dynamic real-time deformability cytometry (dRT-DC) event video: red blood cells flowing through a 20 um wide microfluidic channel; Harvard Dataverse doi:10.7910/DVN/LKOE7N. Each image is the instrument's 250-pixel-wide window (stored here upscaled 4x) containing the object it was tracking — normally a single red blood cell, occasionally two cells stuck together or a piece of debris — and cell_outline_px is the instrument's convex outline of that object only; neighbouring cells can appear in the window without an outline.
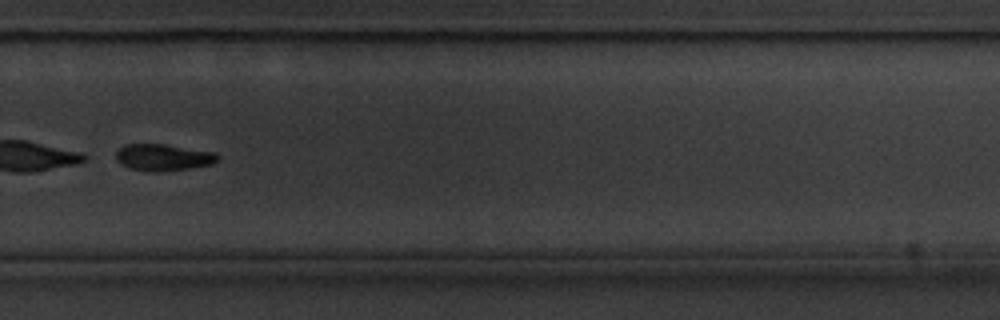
{"species": "common noctule bat (a hibernating species)", "species_latin": "Nyctalus noctula", "temperature_condition": "cold", "stored_images_in_passage": 40, "camera_frame_rate_fps": 3000, "um_per_image_px": 0.085, "animal": {"sex": "male", "body_mass_g": 20.1, "forearm_length_mm": 53.5}, "frame": {"image": 1, "passage_image": 23, "time_ms": 7.333, "image_size_px": [1000, 320], "cell_outline_px": [[220, 156], [212, 164], [188, 168], [156, 172], [152, 172], [128, 168], [120, 164], [116, 160], [116, 152], [124, 144], [164, 144], [216, 152]], "centroid_in_image_um": [13.85, 13.37], "position_along_channel_um": 316.0, "area_um2": 15.84}, "authors_computed_cell_mechanics": {"area_um2": 28.2931, "velocity_mm_per_s": 3.5388, "shape_relaxation_time_tau1_ms": 1.7057, "shape_relaxation_time_tau2_ms": null, "deformation_change_tau1": 0.2849, "deformation_change_tau2": null}}